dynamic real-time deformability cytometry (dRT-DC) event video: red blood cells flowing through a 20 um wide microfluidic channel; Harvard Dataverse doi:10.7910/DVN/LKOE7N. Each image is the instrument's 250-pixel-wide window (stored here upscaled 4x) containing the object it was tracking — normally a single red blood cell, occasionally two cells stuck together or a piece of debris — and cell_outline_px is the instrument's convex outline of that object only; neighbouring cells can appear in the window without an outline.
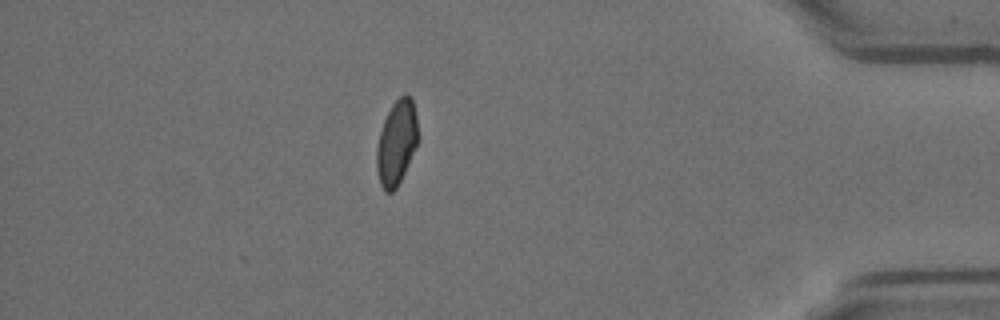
{"species": "Egyptian fruit bat (a non-hibernating species)", "species_latin": "Rousettus aegyptiacus", "temperature_condition": "room temperature", "stored_images_in_passage": 10, "camera_frame_rate_fps": 3000, "um_per_image_px": 0.085, "animal": {"sex": "female"}, "frame": {"image": 1, "passage_image": 10, "time_ms": 3.0, "image_size_px": [1000, 320], "cell_outline_px": [[416, 144], [404, 172], [396, 188], [392, 192], [384, 192], [380, 184], [376, 168], [376, 148], [380, 132], [384, 120], [392, 104], [404, 92], [412, 96], [416, 116]], "centroid_in_image_um": [33.67, 12.11], "position_along_channel_um": 401.5, "area_um2": 20.06}}